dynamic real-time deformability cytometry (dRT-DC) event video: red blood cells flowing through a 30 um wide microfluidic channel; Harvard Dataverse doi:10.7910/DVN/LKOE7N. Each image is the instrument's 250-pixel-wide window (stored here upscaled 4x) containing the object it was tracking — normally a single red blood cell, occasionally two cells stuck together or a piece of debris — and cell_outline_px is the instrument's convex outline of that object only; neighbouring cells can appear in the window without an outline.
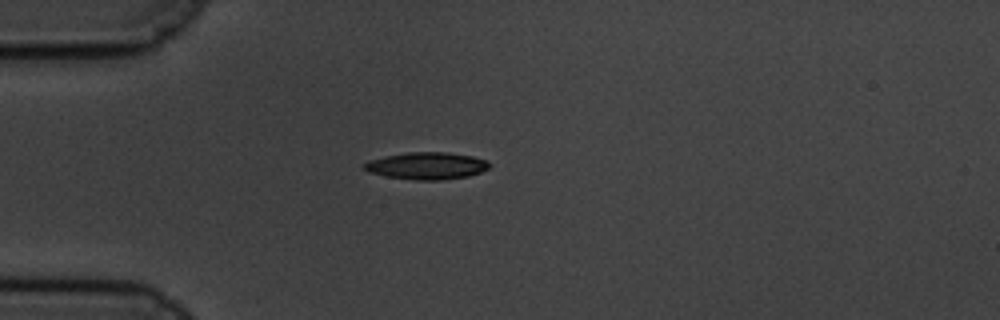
{"species": "common noctule bat (a hibernating species)", "species_latin": "Nyctalus noctula", "temperature_condition": "cold", "stored_images_in_passage": 6, "camera_frame_rate_fps": 3000, "um_per_image_px": 0.085, "animal": {"sex": "male", "body_mass_g": 19.5, "forearm_length_mm": 54.6}, "frame": {"image": 1, "passage_image": 1, "time_ms": 0.0, "image_size_px": [1000, 320], "cell_outline_px": [[492, 164], [488, 168], [480, 172], [468, 176], [440, 180], [416, 180], [384, 176], [368, 172], [364, 168], [364, 164], [368, 160], [384, 156], [408, 152], [448, 152], [472, 156], [488, 160]], "centroid_in_image_um": [36.28, 14.09], "position_along_channel_um": 48.7, "area_um2": 19.88}}